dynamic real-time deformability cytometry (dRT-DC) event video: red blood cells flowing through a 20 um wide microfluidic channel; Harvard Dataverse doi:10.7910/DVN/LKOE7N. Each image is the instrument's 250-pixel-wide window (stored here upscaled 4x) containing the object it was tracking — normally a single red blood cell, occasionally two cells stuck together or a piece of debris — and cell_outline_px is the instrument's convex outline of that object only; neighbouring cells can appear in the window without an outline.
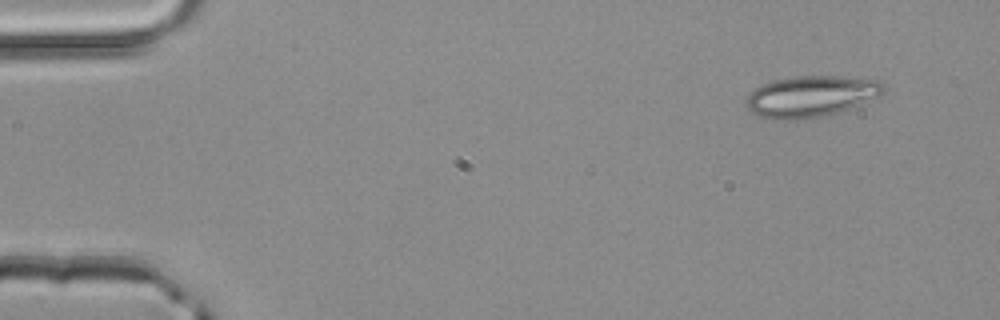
{"species": "common noctule bat (a hibernating species)", "species_latin": "Nyctalus noctula", "temperature_condition": "room temperature", "stored_images_in_passage": 3, "camera_frame_rate_fps": 3000, "um_per_image_px": 0.085, "animal": {"sex": "male", "body_mass_g": 20.4}, "frame": {"image": 1, "passage_image": 1, "time_ms": 0.0, "image_size_px": [1000, 320], "cell_outline_px": [[888, 88], [880, 96], [840, 112], [824, 116], [800, 120], [772, 120], [760, 116], [752, 112], [748, 108], [748, 92], [772, 80], [792, 76], [840, 76], [880, 80]], "centroid_in_image_um": [68.97, 8.19], "position_along_channel_um": 16.0, "area_um2": 33.35}}